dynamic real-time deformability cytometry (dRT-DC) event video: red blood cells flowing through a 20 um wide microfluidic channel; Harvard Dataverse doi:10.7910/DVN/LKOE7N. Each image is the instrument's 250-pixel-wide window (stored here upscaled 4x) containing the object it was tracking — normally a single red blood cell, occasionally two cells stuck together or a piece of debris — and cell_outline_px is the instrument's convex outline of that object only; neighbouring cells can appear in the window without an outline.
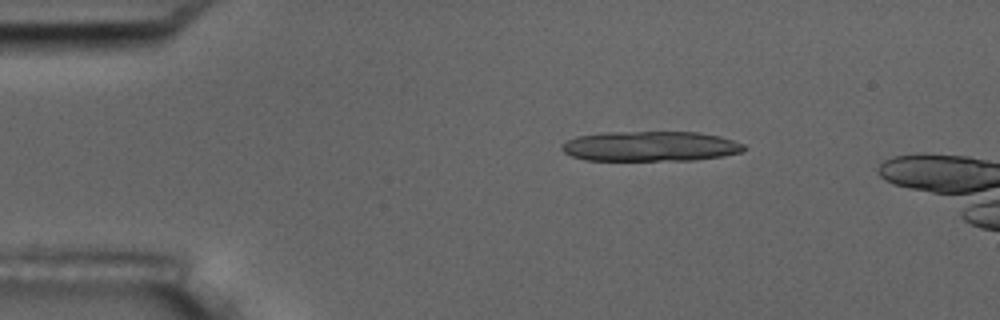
{"species": "common noctule bat (a hibernating species)", "species_latin": "Nyctalus noctula", "temperature_condition": "room temperature", "stored_images_in_passage": 4, "camera_frame_rate_fps": 3000, "um_per_image_px": 0.085, "animal": {"sex": "male", "body_mass_g": 17.5, "forearm_length_mm": 52.3}, "frame": {"image": 1, "passage_image": 2, "time_ms": 2.0, "image_size_px": [1000, 320], "cell_outline_px": [[748, 148], [740, 152], [720, 156], [692, 160], [584, 160], [572, 156], [564, 152], [560, 148], [560, 144], [576, 136], [600, 132], [696, 132], [720, 136], [744, 144]], "centroid_in_image_um": [55.23, 12.43], "position_along_channel_um": 29.8, "area_um2": 31.96}}